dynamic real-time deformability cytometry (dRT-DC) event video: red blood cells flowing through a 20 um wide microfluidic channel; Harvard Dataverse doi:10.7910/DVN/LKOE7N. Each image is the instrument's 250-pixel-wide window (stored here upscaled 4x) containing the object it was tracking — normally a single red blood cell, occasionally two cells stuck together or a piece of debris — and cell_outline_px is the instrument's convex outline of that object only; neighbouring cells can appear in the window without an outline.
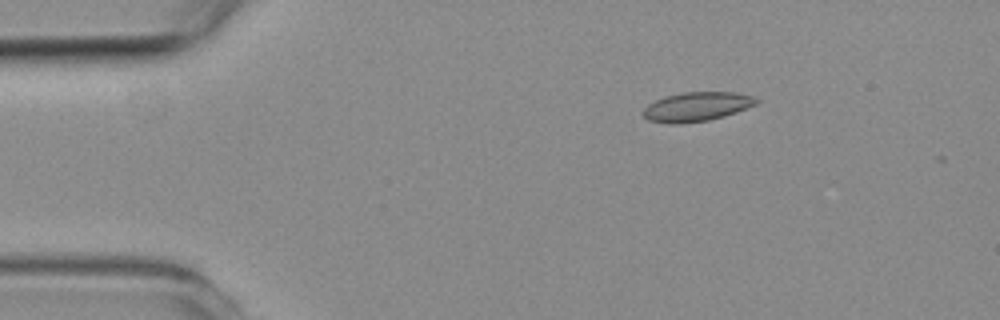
{"species": "common noctule bat (a hibernating species)", "species_latin": "Nyctalus noctula", "temperature_condition": "room temperature", "stored_images_in_passage": 5, "camera_frame_rate_fps": 3000, "um_per_image_px": 0.085, "animal": {"sex": "female", "body_mass_g": 19.3, "forearm_length_mm": 54.1}, "frame": {"image": 1, "passage_image": 3, "time_ms": 2.333, "image_size_px": [1000, 320], "cell_outline_px": [[760, 100], [756, 104], [736, 112], [724, 116], [708, 120], [680, 124], [668, 124], [648, 120], [640, 112], [648, 104], [656, 100], [668, 96], [684, 92], [736, 92], [752, 96]], "centroid_in_image_um": [59.2, 9.08], "position_along_channel_um": 25.8, "area_um2": 19.25}}